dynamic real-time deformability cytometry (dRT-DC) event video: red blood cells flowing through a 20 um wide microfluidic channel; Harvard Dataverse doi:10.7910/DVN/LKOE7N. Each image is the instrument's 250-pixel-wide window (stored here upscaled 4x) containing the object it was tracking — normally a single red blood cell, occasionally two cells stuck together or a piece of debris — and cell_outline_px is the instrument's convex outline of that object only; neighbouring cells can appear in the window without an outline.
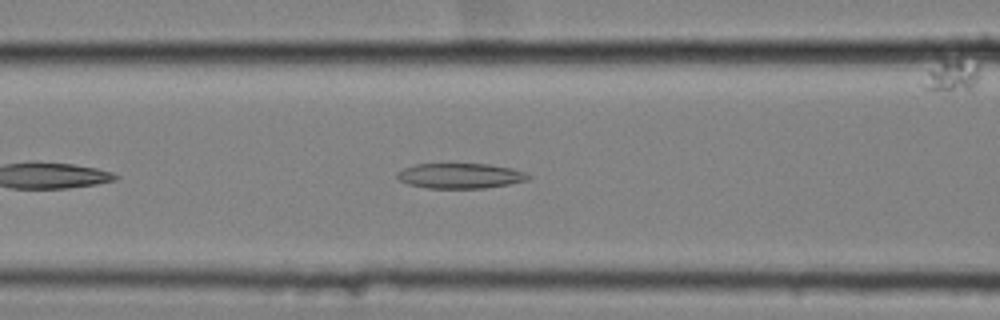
{"species": "common noctule bat (a hibernating species)", "species_latin": "Nyctalus noctula", "temperature_condition": "cold", "stored_images_in_passage": 25, "camera_frame_rate_fps": 3000, "um_per_image_px": 0.085, "animal": {"sex": "female", "body_mass_g": 25.1}, "frame": {"image": 1, "passage_image": 7, "time_ms": 2.0, "image_size_px": [1000, 320], "cell_outline_px": [[532, 176], [528, 180], [508, 184], [484, 188], [428, 188], [408, 184], [400, 180], [396, 176], [396, 172], [404, 168], [416, 164], [488, 164], [512, 168], [524, 172]], "centroid_in_image_um": [39.12, 14.94], "position_along_channel_um": 127.5, "area_um2": 19.19}}
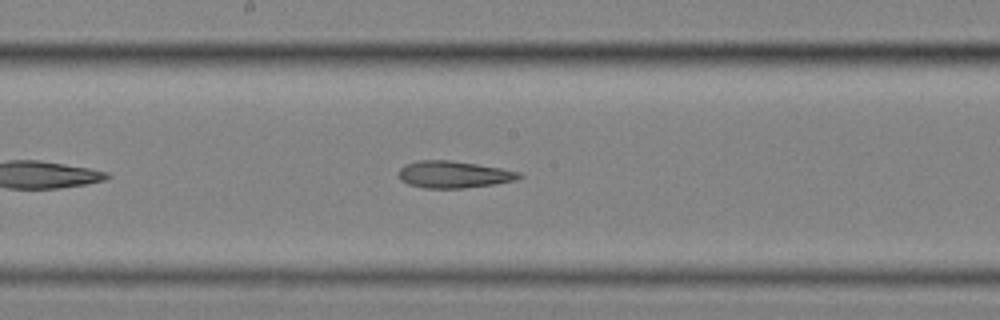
{"frame": {"image": 2, "passage_image": 14, "time_ms": 4.333, "image_size_px": [1000, 320], "cell_outline_px": [[524, 176], [516, 180], [496, 184], [464, 188], [424, 188], [408, 184], [400, 180], [400, 168], [404, 164], [420, 160], [452, 160], [500, 168], [520, 172]], "centroid_in_image_um": [38.58, 14.83], "position_along_channel_um": 209.6, "area_um2": 18.96}}
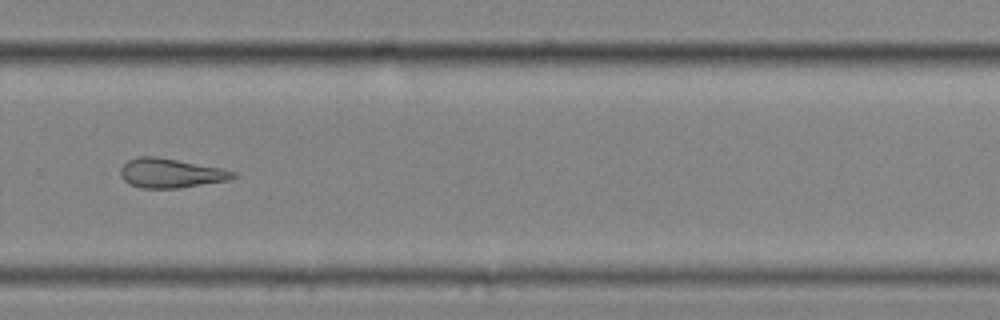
{"frame": {"image": 3, "passage_image": 23, "time_ms": 7.333, "image_size_px": [1000, 320], "cell_outline_px": [[236, 176], [228, 180], [180, 188], [140, 188], [124, 180], [120, 176], [120, 168], [128, 160], [140, 156], [156, 156], [220, 168], [236, 172]], "centroid_in_image_um": [14.48, 14.72], "position_along_channel_um": 315.3, "area_um2": 19.07}}